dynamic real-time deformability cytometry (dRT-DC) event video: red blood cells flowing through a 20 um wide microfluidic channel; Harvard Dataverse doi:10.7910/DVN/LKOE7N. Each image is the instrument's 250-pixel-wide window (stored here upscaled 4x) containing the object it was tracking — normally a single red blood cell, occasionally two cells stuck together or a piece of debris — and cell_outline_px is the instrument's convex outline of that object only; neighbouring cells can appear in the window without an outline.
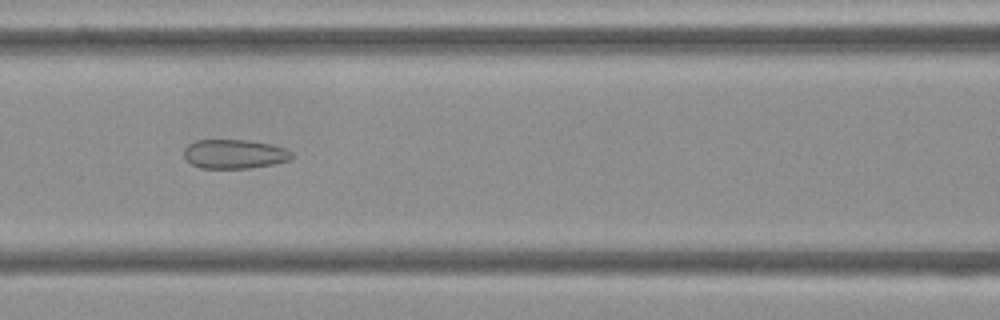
{"species": "Egyptian fruit bat (a non-hibernating species)", "species_latin": "Rousettus aegyptiacus", "temperature_condition": "cold", "stored_images_in_passage": 52, "camera_frame_rate_fps": 3000, "um_per_image_px": 0.085, "frame": {"image": 1, "passage_image": 23, "time_ms": 7.333, "image_size_px": [1000, 320], "cell_outline_px": [[292, 156], [288, 160], [272, 164], [248, 168], [200, 168], [192, 164], [184, 156], [184, 148], [188, 144], [196, 140], [248, 140], [272, 144], [284, 148], [292, 152]], "centroid_in_image_um": [19.9, 13.08], "position_along_channel_um": 146.7, "area_um2": 18.21}}
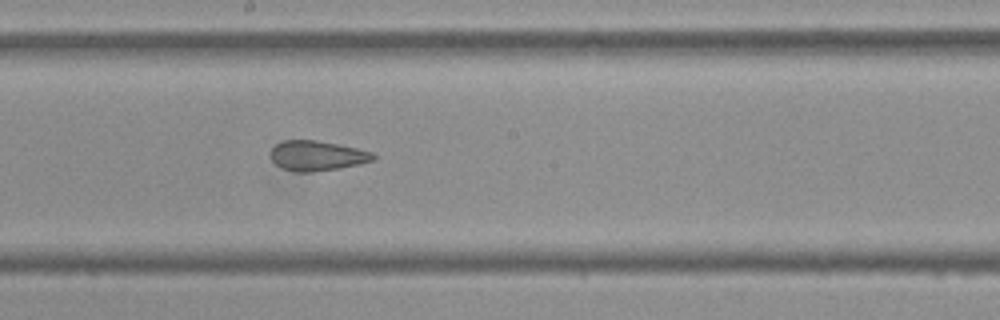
{"frame": {"image": 2, "passage_image": 29, "time_ms": 9.333, "image_size_px": [1000, 320], "cell_outline_px": [[376, 160], [360, 164], [340, 168], [308, 172], [296, 172], [284, 168], [276, 164], [272, 160], [272, 148], [276, 144], [284, 140], [316, 140], [356, 148], [372, 152], [376, 156]], "centroid_in_image_um": [26.98, 13.24], "position_along_channel_um": 221.2, "area_um2": 17.74}}
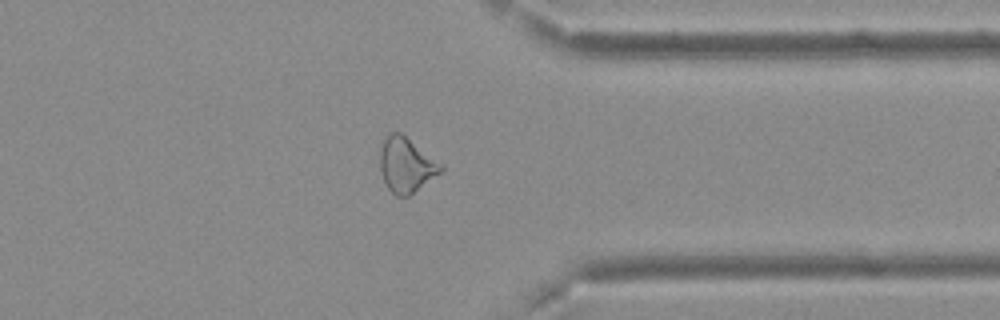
{"frame": {"image": 3, "passage_image": 42, "time_ms": 13.667, "image_size_px": [1000, 320], "cell_outline_px": [[444, 168], [440, 172], [408, 196], [396, 196], [388, 188], [384, 180], [380, 168], [380, 152], [384, 140], [392, 132], [400, 132], [444, 164]], "centroid_in_image_um": [34.54, 14.01], "position_along_channel_um": 376.9, "area_um2": 19.13}, "authors_computed_cell_mechanics": {"area_um2": 20.0855, "velocity_mm_per_s": 3.7311, "shape_relaxation_time_tau1_ms": null, "shape_relaxation_time_tau2_ms": 2.4339, "deformation_change_tau1": null, "deformation_change_tau2": 0.112}}